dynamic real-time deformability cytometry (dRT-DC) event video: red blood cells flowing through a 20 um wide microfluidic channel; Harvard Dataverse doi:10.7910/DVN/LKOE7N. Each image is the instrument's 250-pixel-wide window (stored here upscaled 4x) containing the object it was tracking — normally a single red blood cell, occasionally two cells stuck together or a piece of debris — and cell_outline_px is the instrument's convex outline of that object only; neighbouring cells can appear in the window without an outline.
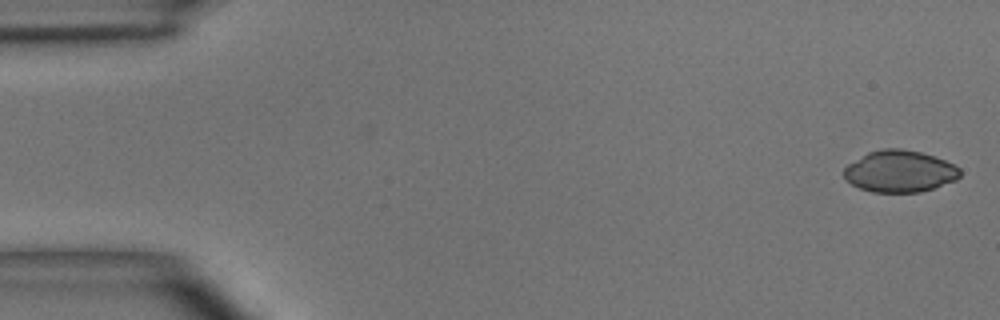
{"species": "common noctule bat (a hibernating species)", "species_latin": "Nyctalus noctula", "temperature_condition": "room temperature", "stored_images_in_passage": 5, "segment_of_instrument_passage": [2, 2], "camera_frame_rate_fps": 3000, "um_per_image_px": 0.085, "animal": {"sex": "male", "body_mass_g": 15.6}, "frame": {"image": 1, "passage_image": 5, "time_ms": 4.667, "image_size_px": [1000, 320], "cell_outline_px": [[960, 176], [956, 180], [920, 192], [872, 192], [860, 188], [844, 180], [844, 168], [848, 164], [868, 152], [884, 148], [900, 148], [920, 152], [944, 160], [960, 168]], "centroid_in_image_um": [76.45, 14.56], "position_along_channel_um": 8.6, "area_um2": 28.09}}